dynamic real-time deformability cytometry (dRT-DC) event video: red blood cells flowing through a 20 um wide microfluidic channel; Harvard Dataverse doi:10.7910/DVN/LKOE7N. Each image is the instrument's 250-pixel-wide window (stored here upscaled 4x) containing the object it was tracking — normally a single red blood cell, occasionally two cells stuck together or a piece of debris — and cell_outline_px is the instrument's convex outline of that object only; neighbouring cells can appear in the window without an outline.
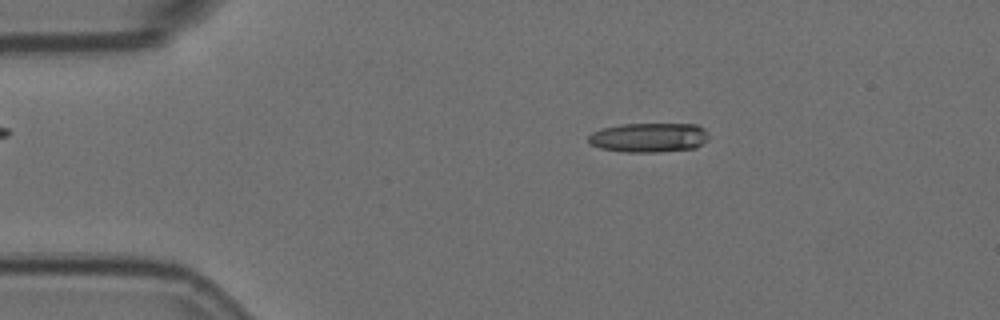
{"species": "Egyptian fruit bat (a non-hibernating species)", "species_latin": "Rousettus aegyptiacus", "temperature_condition": "room temperature", "stored_images_in_passage": 9, "camera_frame_rate_fps": 3000, "um_per_image_px": 0.085, "animal": {"sex": "female"}, "frame": {"image": 1, "passage_image": 4, "time_ms": 1.0, "image_size_px": [1000, 320], "cell_outline_px": [[708, 140], [696, 148], [656, 152], [624, 152], [600, 148], [588, 144], [588, 136], [592, 132], [600, 128], [620, 124], [696, 124], [704, 128], [708, 136]], "centroid_in_image_um": [55.13, 11.69], "position_along_channel_um": 29.9, "area_um2": 20.87}}
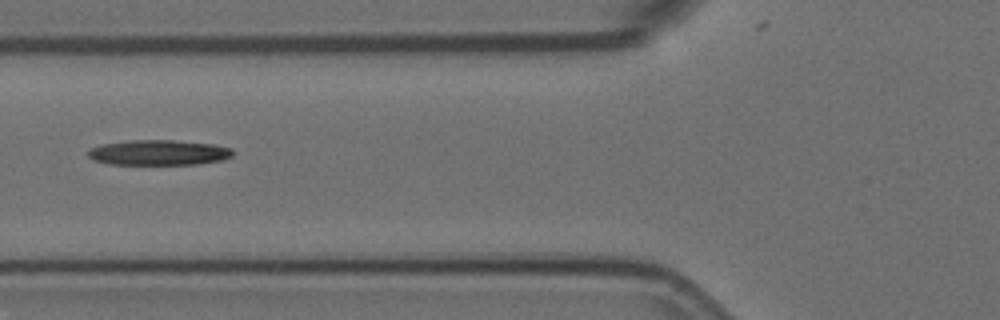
{"frame": {"image": 2, "passage_image": 7, "time_ms": 2.0, "image_size_px": [1000, 320], "cell_outline_px": [[236, 152], [232, 156], [224, 160], [196, 164], [108, 164], [92, 160], [88, 156], [88, 148], [100, 144], [128, 140], [172, 140], [212, 144], [232, 148]], "centroid_in_image_um": [13.47, 12.96], "position_along_channel_um": 112.3, "area_um2": 21.56}}
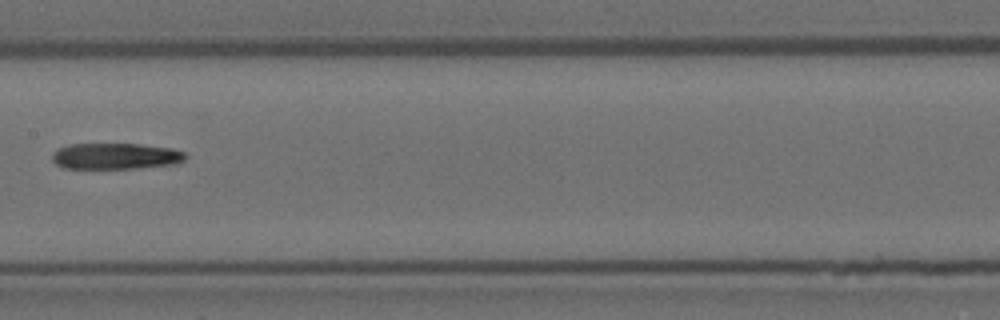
{"frame": {"image": 3, "passage_image": 9, "time_ms": 2.667, "image_size_px": [1000, 320], "cell_outline_px": [[188, 156], [184, 160], [172, 164], [136, 168], [64, 168], [56, 164], [52, 160], [52, 152], [68, 144], [140, 144], [172, 148], [184, 152]], "centroid_in_image_um": [9.81, 13.26], "position_along_channel_um": 197.6, "area_um2": 20.23}}